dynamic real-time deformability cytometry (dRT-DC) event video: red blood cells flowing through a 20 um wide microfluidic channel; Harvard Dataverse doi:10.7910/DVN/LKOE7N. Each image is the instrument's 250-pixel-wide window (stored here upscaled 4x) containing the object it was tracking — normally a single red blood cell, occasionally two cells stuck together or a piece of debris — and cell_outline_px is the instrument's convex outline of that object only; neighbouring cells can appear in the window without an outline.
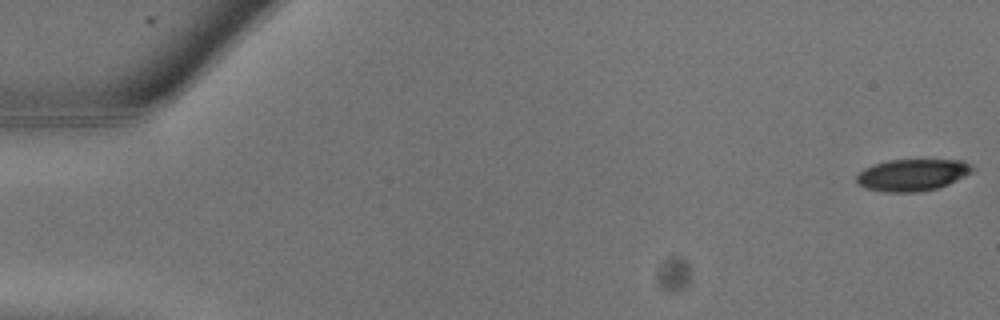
{"species": "common noctule bat (a hibernating species)", "species_latin": "Nyctalus noctula", "temperature_condition": "warm", "stored_images_in_passage": 5, "camera_frame_rate_fps": 3000, "um_per_image_px": 0.085, "animal": {"sex": "male", "body_mass_g": 13.3}, "frame": {"image": 1, "passage_image": 1, "time_ms": 0.0, "image_size_px": [1000, 320], "cell_outline_px": [[976, 168], [964, 176], [948, 184], [936, 188], [920, 192], [884, 192], [864, 188], [856, 184], [856, 176], [864, 168], [872, 164], [888, 160], [964, 160], [972, 164]], "centroid_in_image_um": [77.52, 14.87], "position_along_channel_um": 7.5, "area_um2": 21.68}}